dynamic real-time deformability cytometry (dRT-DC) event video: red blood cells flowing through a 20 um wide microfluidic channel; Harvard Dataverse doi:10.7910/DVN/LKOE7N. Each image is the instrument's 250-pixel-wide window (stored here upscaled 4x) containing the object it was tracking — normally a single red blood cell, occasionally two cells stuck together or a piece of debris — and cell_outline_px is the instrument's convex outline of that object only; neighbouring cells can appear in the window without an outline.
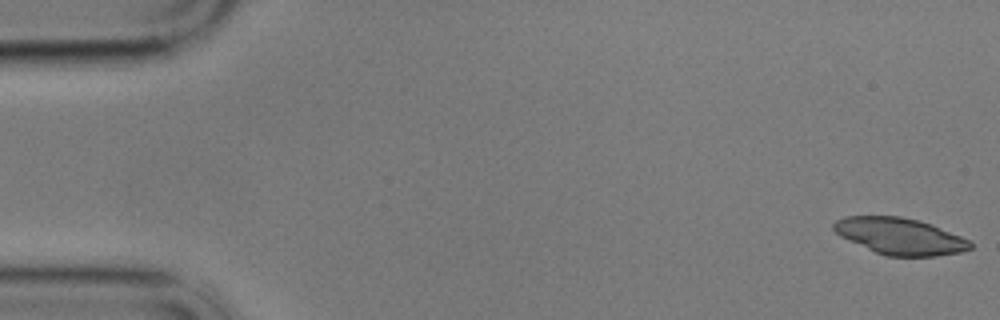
{"species": "common noctule bat (a hibernating species)", "species_latin": "Nyctalus noctula", "temperature_condition": "cold", "stored_images_in_passage": 57, "camera_frame_rate_fps": 3000, "um_per_image_px": 0.085, "animal": {"sex": "male", "body_mass_g": 17.9}, "frame": {"image": 1, "passage_image": 1, "time_ms": 0.0, "image_size_px": [1000, 320], "cell_outline_px": [[972, 248], [960, 252], [936, 256], [884, 256], [848, 240], [840, 236], [832, 228], [832, 224], [836, 220], [844, 216], [900, 216], [932, 224], [960, 236], [968, 240], [972, 244]], "centroid_in_image_um": [76.46, 20.08], "position_along_channel_um": 8.5, "area_um2": 29.02}}